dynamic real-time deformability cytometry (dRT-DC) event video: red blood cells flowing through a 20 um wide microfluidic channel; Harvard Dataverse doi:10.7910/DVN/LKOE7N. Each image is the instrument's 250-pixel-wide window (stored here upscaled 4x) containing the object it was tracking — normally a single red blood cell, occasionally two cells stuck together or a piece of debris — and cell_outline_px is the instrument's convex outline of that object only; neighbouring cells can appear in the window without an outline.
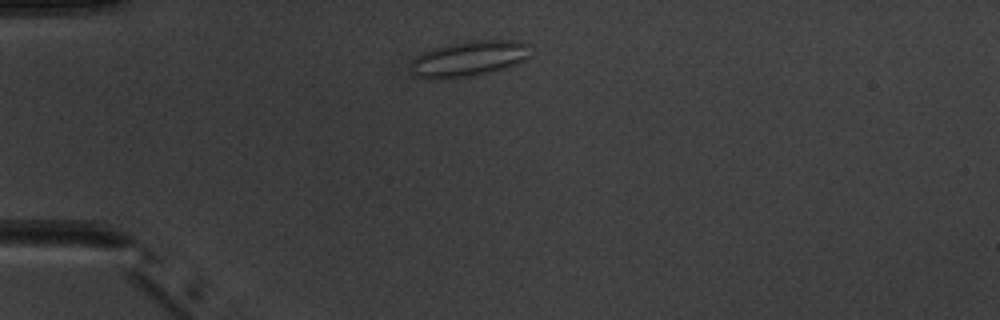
{"species": "common noctule bat (a hibernating species)", "species_latin": "Nyctalus noctula", "temperature_condition": "warm", "stored_images_in_passage": 4, "camera_frame_rate_fps": 3000, "um_per_image_px": 0.085, "animal": {"sex": "male", "body_mass_g": 20.1, "forearm_length_mm": 53.5}, "frame": {"image": 1, "passage_image": 1, "time_ms": 0.0, "image_size_px": [1000, 320], "cell_outline_px": [[528, 56], [524, 60], [508, 68], [476, 76], [444, 80], [428, 80], [416, 76], [408, 68], [408, 64], [416, 56], [432, 48], [448, 44], [468, 40], [524, 40], [528, 44]], "centroid_in_image_um": [39.8, 5.01], "position_along_channel_um": 45.2, "area_um2": 25.66}}
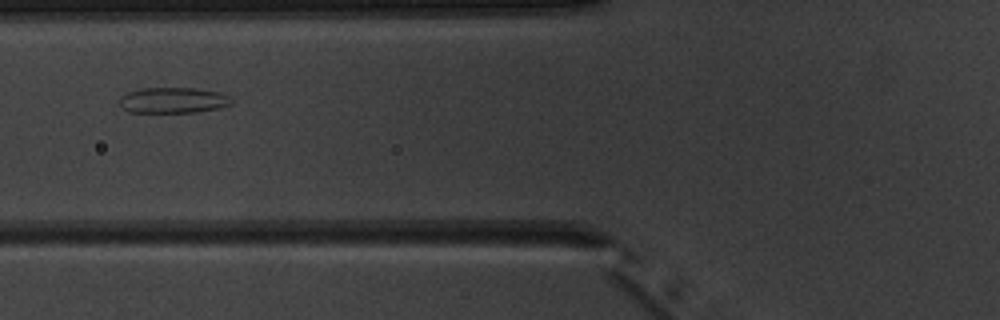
{"frame": {"image": 2, "passage_image": 3, "time_ms": 2.333, "image_size_px": [1000, 320], "cell_outline_px": [[232, 104], [220, 108], [192, 112], [128, 112], [120, 108], [120, 96], [128, 92], [140, 88], [196, 88], [216, 92], [228, 96]], "centroid_in_image_um": [14.65, 8.52], "position_along_channel_um": 111.2, "area_um2": 16.7}}